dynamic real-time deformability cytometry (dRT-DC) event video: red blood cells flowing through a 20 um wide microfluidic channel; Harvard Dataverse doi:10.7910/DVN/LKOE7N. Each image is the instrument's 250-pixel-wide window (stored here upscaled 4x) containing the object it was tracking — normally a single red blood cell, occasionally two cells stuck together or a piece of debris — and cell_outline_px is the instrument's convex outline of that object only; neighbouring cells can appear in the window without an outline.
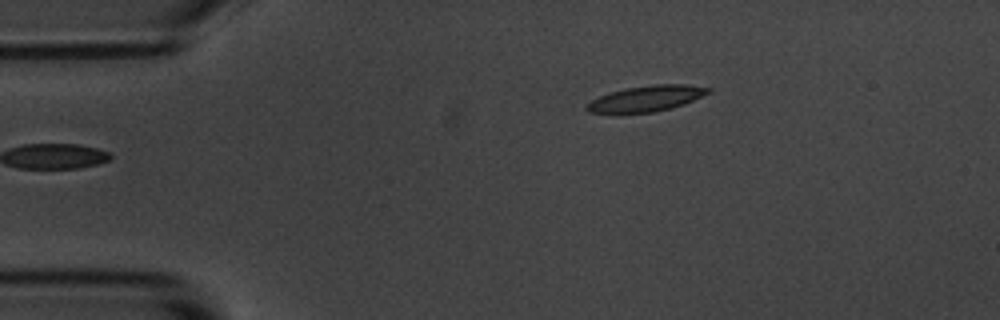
{"species": "common noctule bat (a hibernating species)", "species_latin": "Nyctalus noctula", "temperature_condition": "room temperature", "stored_images_in_passage": 38, "camera_frame_rate_fps": 3000, "um_per_image_px": 0.085, "animal": {"sex": "male", "body_mass_g": 20.1, "forearm_length_mm": 53.5}, "frame": {"image": 1, "passage_image": 1, "time_ms": 0.0, "image_size_px": [1000, 320], "cell_outline_px": [[712, 92], [684, 104], [652, 112], [588, 112], [584, 108], [592, 100], [608, 92], [624, 88], [656, 84], [688, 84], [712, 88]], "centroid_in_image_um": [54.99, 8.35], "position_along_channel_um": 30.0, "area_um2": 18.03}}
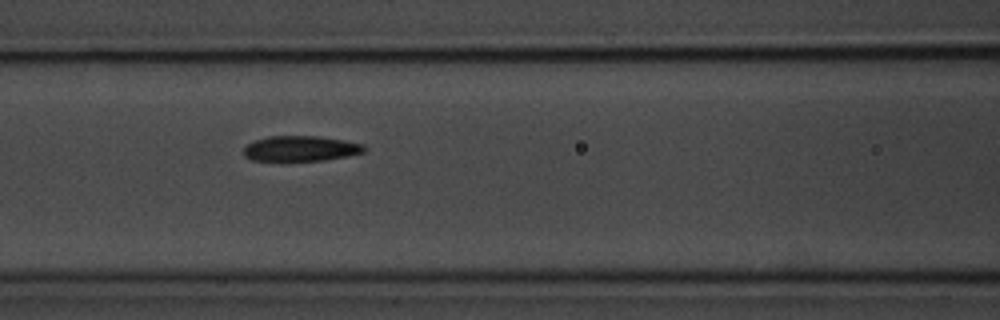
{"frame": {"image": 2, "passage_image": 14, "time_ms": 4.333, "image_size_px": [1000, 320], "cell_outline_px": [[368, 148], [364, 152], [348, 156], [324, 160], [288, 164], [252, 160], [244, 156], [244, 148], [248, 144], [256, 140], [268, 136], [320, 136], [344, 140], [364, 144]], "centroid_in_image_um": [25.55, 12.68], "position_along_channel_um": 141.1, "area_um2": 18.79}}
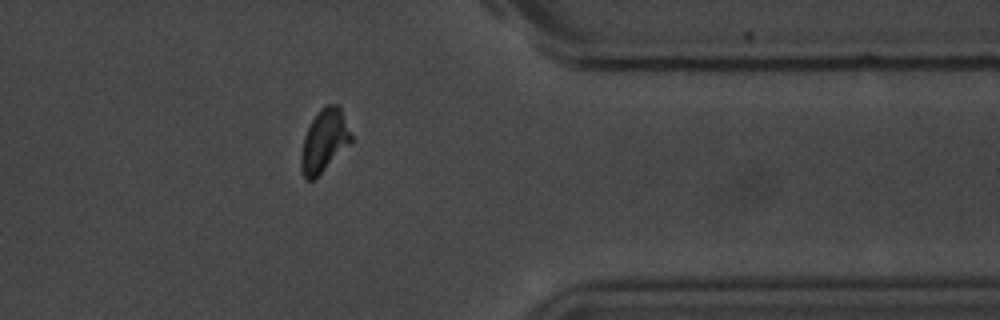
{"frame": {"image": 3, "passage_image": 35, "time_ms": 11.333, "image_size_px": [1000, 320], "cell_outline_px": [[352, 140], [312, 180], [304, 180], [300, 168], [300, 156], [304, 136], [316, 112], [320, 108], [328, 104], [336, 104], [340, 108], [352, 136]], "centroid_in_image_um": [27.51, 11.94], "position_along_channel_um": 383.9, "area_um2": 17.74}, "authors_computed_cell_mechanics": {"area_um2": 18.496, "velocity_mm_per_s": 3.6588, "shape_relaxation_time_tau1_ms": 3.7033, "shape_relaxation_time_tau2_ms": 1.9486, "deformation_change_tau1": 0.1448, "deformation_change_tau2": 0.0775}}